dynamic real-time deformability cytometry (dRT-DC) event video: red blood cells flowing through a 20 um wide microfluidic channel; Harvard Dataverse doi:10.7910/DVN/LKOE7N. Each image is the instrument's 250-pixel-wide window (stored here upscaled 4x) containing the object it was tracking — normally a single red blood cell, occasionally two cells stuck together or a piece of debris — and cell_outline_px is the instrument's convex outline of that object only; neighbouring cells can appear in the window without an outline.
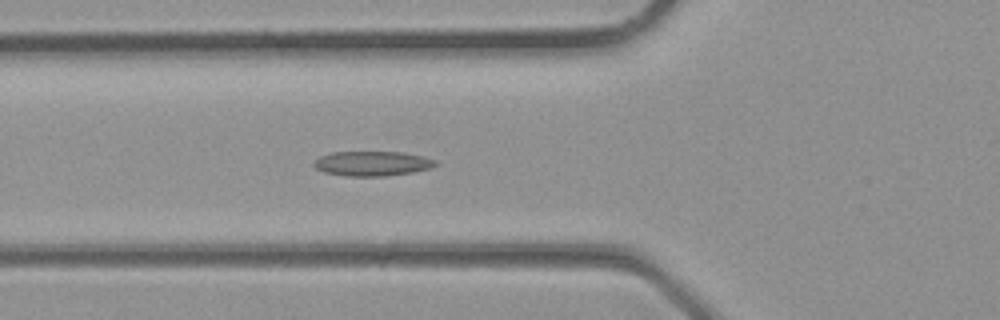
{"species": "common noctule bat (a hibernating species)", "species_latin": "Nyctalus noctula", "temperature_condition": "room temperature", "stored_images_in_passage": 29, "camera_frame_rate_fps": 3000, "um_per_image_px": 0.085, "animal": {"sex": "male", "body_mass_g": 23.1, "forearm_length_mm": 52.7}, "frame": {"image": 1, "passage_image": 7, "time_ms": 2.0, "image_size_px": [1000, 320], "cell_outline_px": [[440, 164], [428, 168], [412, 172], [384, 176], [348, 176], [324, 172], [316, 168], [312, 164], [320, 156], [328, 152], [404, 152], [424, 156], [436, 160]], "centroid_in_image_um": [31.65, 13.89], "position_along_channel_um": 94.1, "area_um2": 17.57}}
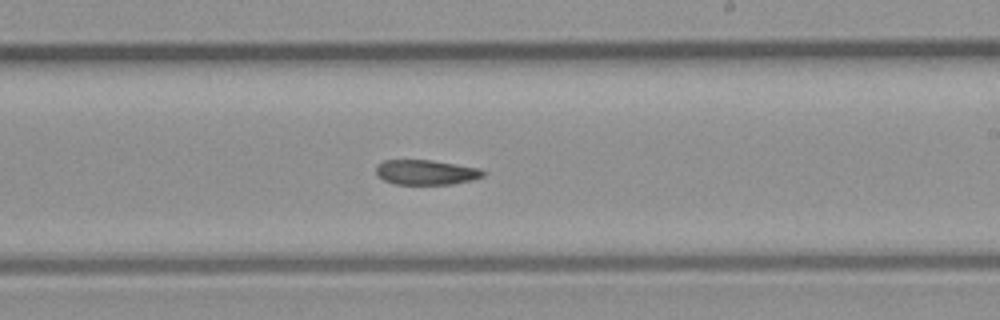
{"frame": {"image": 2, "passage_image": 15, "time_ms": 4.667, "image_size_px": [1000, 320], "cell_outline_px": [[488, 172], [484, 176], [472, 180], [452, 184], [396, 184], [384, 180], [376, 176], [376, 164], [384, 160], [432, 160], [480, 168]], "centroid_in_image_um": [36.22, 14.64], "position_along_channel_um": 252.8, "area_um2": 15.72}}
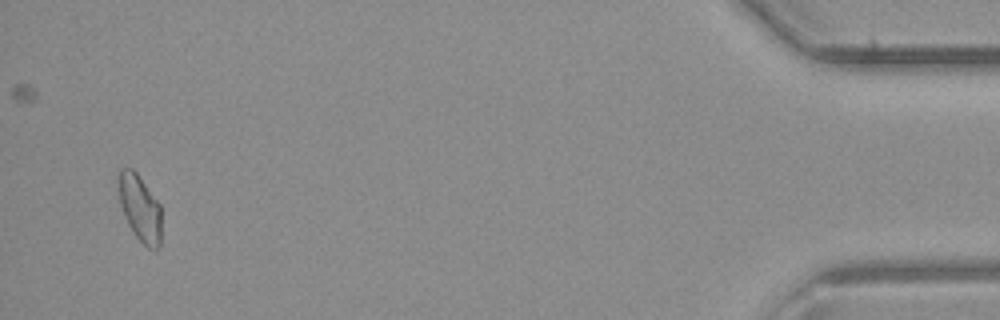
{"frame": {"image": 3, "passage_image": 28, "time_ms": 9.0, "image_size_px": [1000, 320], "cell_outline_px": [[160, 248], [148, 248], [132, 232], [124, 216], [120, 204], [116, 180], [120, 168], [132, 168], [136, 172], [160, 204]], "centroid_in_image_um": [11.85, 17.65], "position_along_channel_um": 423.4, "area_um2": 16.7}}